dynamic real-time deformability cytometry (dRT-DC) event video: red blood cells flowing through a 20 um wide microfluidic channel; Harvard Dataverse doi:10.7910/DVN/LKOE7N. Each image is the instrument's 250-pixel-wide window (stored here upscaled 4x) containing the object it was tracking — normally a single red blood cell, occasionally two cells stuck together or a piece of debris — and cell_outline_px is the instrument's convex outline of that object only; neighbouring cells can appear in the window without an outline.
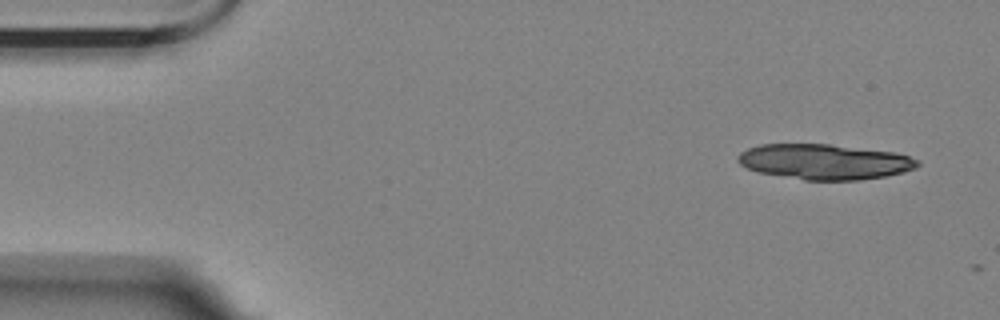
{"species": "Egyptian fruit bat (a non-hibernating species)", "species_latin": "Rousettus aegyptiacus", "temperature_condition": "room temperature", "stored_images_in_passage": 6, "camera_frame_rate_fps": 3000, "um_per_image_px": 0.085, "animal": {"sex": "female"}, "frame": {"image": 1, "passage_image": 1, "time_ms": 0.0, "image_size_px": [1000, 320], "cell_outline_px": [[920, 164], [916, 168], [904, 172], [884, 176], [860, 180], [804, 180], [756, 172], [740, 164], [736, 160], [736, 156], [740, 152], [748, 148], [760, 144], [828, 144], [896, 152], [920, 160]], "centroid_in_image_um": [70.07, 13.75], "position_along_channel_um": 14.9, "area_um2": 37.22}}